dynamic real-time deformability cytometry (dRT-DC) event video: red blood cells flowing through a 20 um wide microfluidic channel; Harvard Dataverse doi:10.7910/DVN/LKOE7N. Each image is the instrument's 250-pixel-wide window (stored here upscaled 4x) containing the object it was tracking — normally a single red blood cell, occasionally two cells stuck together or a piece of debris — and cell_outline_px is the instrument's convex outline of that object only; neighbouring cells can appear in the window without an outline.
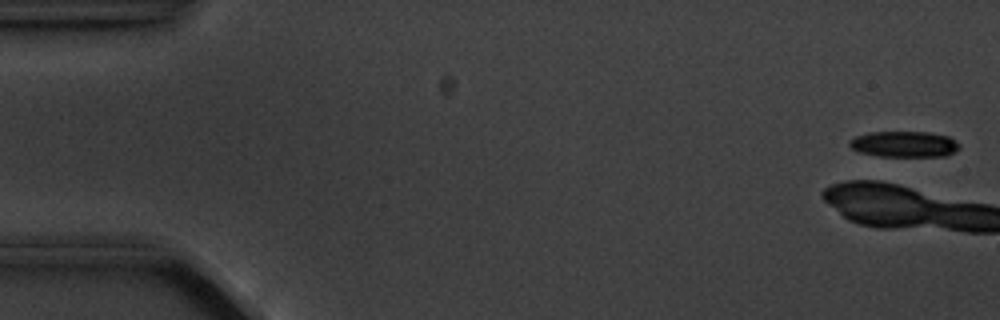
{"species": "common noctule bat (a hibernating species)", "species_latin": "Nyctalus noctula", "temperature_condition": "cold", "stored_images_in_passage": 6, "camera_frame_rate_fps": 3000, "um_per_image_px": 0.085, "animal": {"sex": "male", "body_mass_g": 20.1, "forearm_length_mm": 53.5}, "frame": {"image": 1, "passage_image": 1, "time_ms": 0.0, "image_size_px": [1000, 320], "cell_outline_px": [[960, 148], [948, 156], [880, 156], [860, 152], [852, 148], [848, 144], [848, 140], [856, 136], [868, 132], [928, 132], [948, 136], [960, 144]], "centroid_in_image_um": [76.86, 12.25], "position_along_channel_um": 8.1, "area_um2": 16.65}}